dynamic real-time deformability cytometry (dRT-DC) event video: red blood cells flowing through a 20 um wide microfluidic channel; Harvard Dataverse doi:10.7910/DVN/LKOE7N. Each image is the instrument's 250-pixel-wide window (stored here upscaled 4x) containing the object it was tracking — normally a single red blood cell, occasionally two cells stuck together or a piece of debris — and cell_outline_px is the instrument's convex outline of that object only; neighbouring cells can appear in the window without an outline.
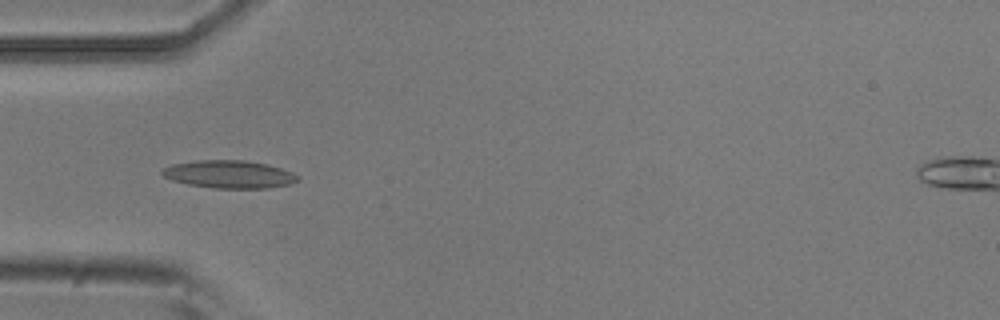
{"species": "common noctule bat (a hibernating species)", "species_latin": "Nyctalus noctula", "temperature_condition": "room temperature", "stored_images_in_passage": 7, "camera_frame_rate_fps": 3000, "um_per_image_px": 0.085, "animal": {"sex": "male", "body_mass_g": 20.5, "forearm_length_mm": 52.5}, "frame": {"image": 1, "passage_image": 5, "time_ms": 1.333, "image_size_px": [1000, 320], "cell_outline_px": [[300, 180], [292, 184], [268, 188], [212, 188], [188, 184], [172, 180], [164, 176], [160, 172], [164, 168], [172, 164], [196, 160], [244, 160], [268, 164], [292, 172], [300, 176]], "centroid_in_image_um": [19.52, 14.81], "position_along_channel_um": 65.5, "area_um2": 22.08}}
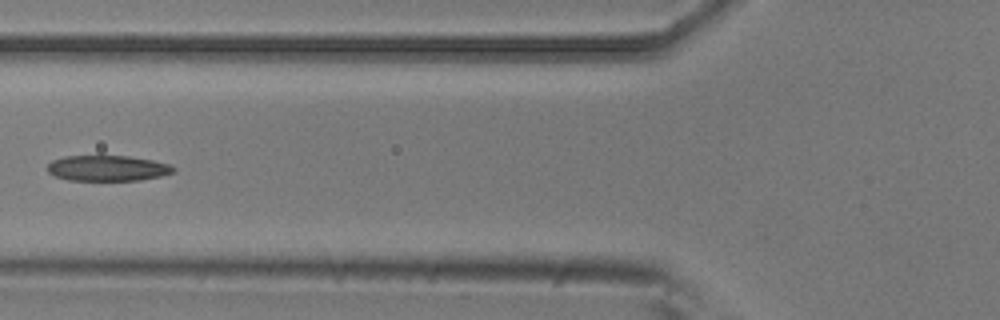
{"frame": {"image": 2, "passage_image": 6, "time_ms": 1.667, "image_size_px": [1000, 320], "cell_outline_px": [[176, 172], [160, 176], [140, 180], [68, 180], [56, 176], [48, 172], [48, 164], [52, 160], [64, 156], [128, 156], [152, 160], [168, 164], [176, 168]], "centroid_in_image_um": [9.15, 14.29], "position_along_channel_um": 116.6, "area_um2": 18.73}}
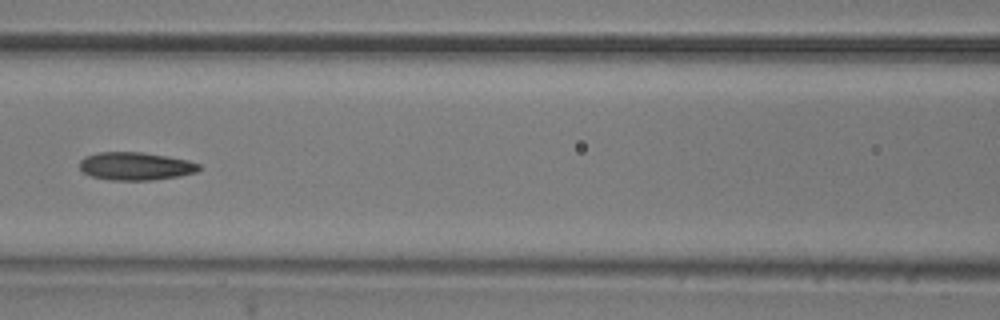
{"frame": {"image": 3, "passage_image": 7, "time_ms": 2.0, "image_size_px": [1000, 320], "cell_outline_px": [[200, 168], [196, 172], [180, 176], [152, 180], [108, 180], [92, 176], [84, 172], [80, 168], [80, 160], [84, 156], [100, 152], [140, 152], [168, 156], [188, 160], [200, 164]], "centroid_in_image_um": [11.53, 14.12], "position_along_channel_um": 155.1, "area_um2": 19.48}}